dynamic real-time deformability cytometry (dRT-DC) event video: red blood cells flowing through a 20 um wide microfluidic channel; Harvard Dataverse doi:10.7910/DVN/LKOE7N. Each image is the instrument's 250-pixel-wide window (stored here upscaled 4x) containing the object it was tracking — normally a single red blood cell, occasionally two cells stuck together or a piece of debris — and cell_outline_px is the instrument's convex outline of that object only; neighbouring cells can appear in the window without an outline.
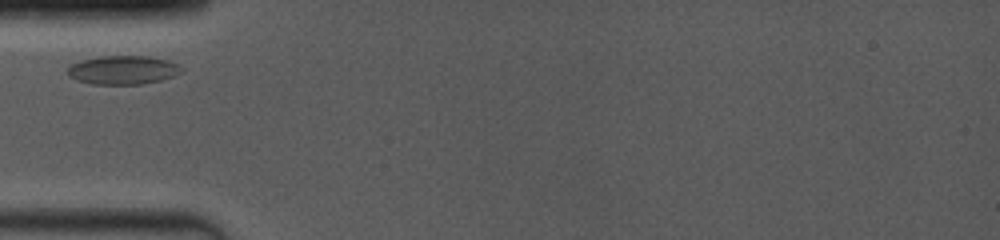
{"species": "common noctule bat (a hibernating species)", "species_latin": "Nyctalus noctula", "temperature_condition": "room temperature", "stored_images_in_passage": 8, "camera_frame_rate_fps": 4000, "um_per_image_px": 0.085, "animal": {"sex": "female", "body_mass_g": 19.0, "forearm_length_mm": 53.3}, "frame": {"image": 1, "passage_image": 1, "time_ms": 0.0, "image_size_px": [1000, 240], "cell_outline_px": [[184, 68], [180, 72], [172, 76], [160, 80], [140, 84], [92, 84], [76, 80], [68, 76], [64, 72], [68, 64], [80, 60], [100, 56], [144, 56], [168, 60], [180, 64]], "centroid_in_image_um": [10.37, 5.94], "position_along_channel_um": 74.6, "area_um2": 19.31}}